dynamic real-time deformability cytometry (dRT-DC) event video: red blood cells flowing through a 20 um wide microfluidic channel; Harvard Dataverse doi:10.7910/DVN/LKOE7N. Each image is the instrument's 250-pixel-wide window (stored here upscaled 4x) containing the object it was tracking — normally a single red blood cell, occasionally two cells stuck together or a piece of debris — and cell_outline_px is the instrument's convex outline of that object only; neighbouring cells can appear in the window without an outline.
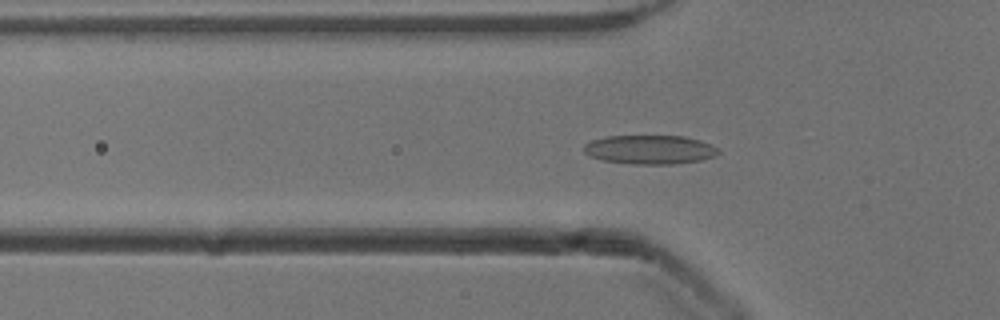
{"species": "common noctule bat (a hibernating species)", "species_latin": "Nyctalus noctula", "temperature_condition": "cold", "stored_images_in_passage": 53, "camera_frame_rate_fps": 3000, "um_per_image_px": 0.085, "animal": {"sex": "male", "body_mass_g": 13.3}, "frame": {"image": 1, "passage_image": 18, "time_ms": 5.667, "image_size_px": [1000, 320], "cell_outline_px": [[720, 152], [716, 156], [700, 160], [672, 164], [628, 164], [604, 160], [592, 156], [584, 152], [584, 144], [592, 140], [608, 136], [684, 136], [700, 140], [716, 148]], "centroid_in_image_um": [55.23, 12.72], "position_along_channel_um": 70.6, "area_um2": 22.54}}
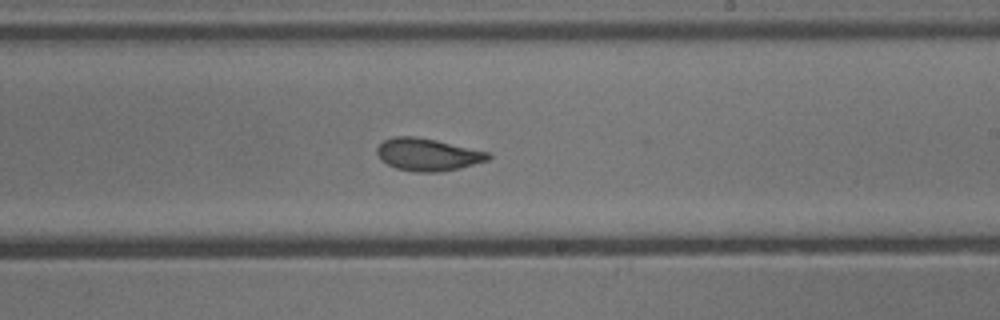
{"frame": {"image": 2, "passage_image": 32, "time_ms": 10.333, "image_size_px": [1000, 320], "cell_outline_px": [[492, 156], [488, 160], [460, 168], [440, 172], [416, 172], [396, 168], [380, 160], [376, 152], [376, 148], [384, 140], [396, 136], [416, 136], [436, 140], [488, 152]], "centroid_in_image_um": [36.33, 13.14], "position_along_channel_um": 252.7, "area_um2": 20.98}}
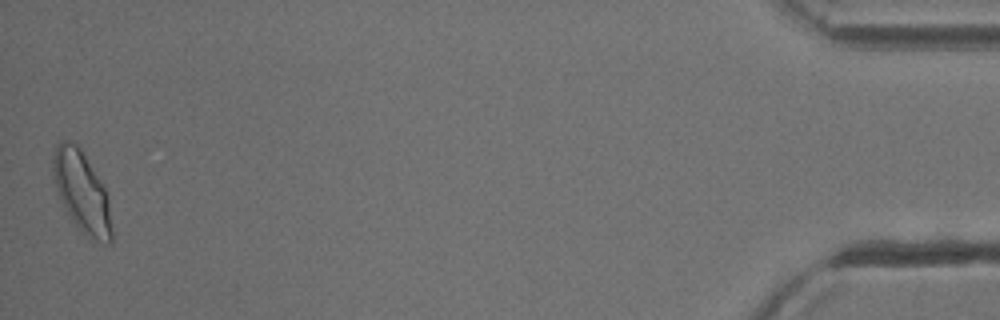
{"frame": {"image": 3, "passage_image": 53, "time_ms": 17.333, "image_size_px": [1000, 320], "cell_outline_px": [[112, 244], [104, 244], [88, 236], [76, 224], [68, 212], [60, 196], [56, 184], [52, 168], [52, 160], [56, 144], [60, 140], [68, 140], [76, 144], [80, 148], [104, 188], [108, 196], [112, 232]], "centroid_in_image_um": [6.97, 16.3], "position_along_channel_um": 428.2, "area_um2": 26.88}, "authors_computed_cell_mechanics": {"area_um2": 21.4438, "velocity_mm_per_s": 3.8803, "shape_relaxation_time_tau1_ms": 4.7294, "shape_relaxation_time_tau2_ms": 0.9145, "deformation_change_tau1": 0.1348, "deformation_change_tau2": 0.0575}}